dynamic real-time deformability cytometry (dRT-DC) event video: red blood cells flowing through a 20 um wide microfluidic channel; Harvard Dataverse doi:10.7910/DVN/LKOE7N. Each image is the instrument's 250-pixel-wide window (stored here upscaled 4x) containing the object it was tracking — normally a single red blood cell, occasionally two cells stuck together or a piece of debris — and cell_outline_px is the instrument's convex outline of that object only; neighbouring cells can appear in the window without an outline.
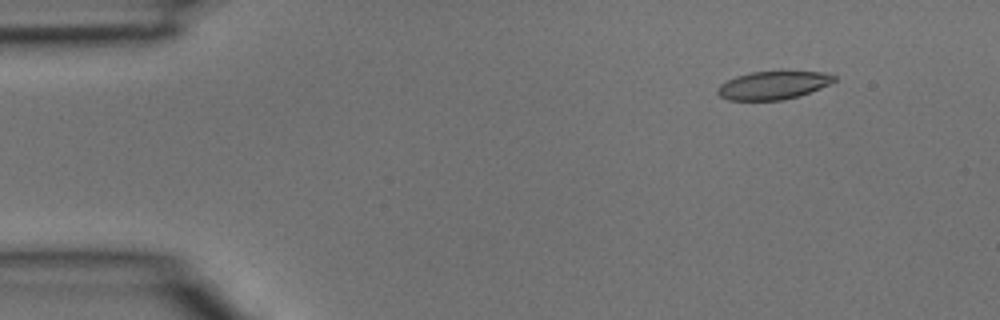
{"species": "common noctule bat (a hibernating species)", "species_latin": "Nyctalus noctula", "temperature_condition": "room temperature", "stored_images_in_passage": 3, "camera_frame_rate_fps": 3000, "um_per_image_px": 0.085, "animal": {"sex": "male", "body_mass_g": 15.6}, "frame": {"image": 1, "passage_image": 1, "time_ms": 0.0, "image_size_px": [1000, 320], "cell_outline_px": [[836, 80], [820, 88], [784, 100], [728, 100], [720, 96], [716, 92], [716, 88], [720, 84], [736, 76], [752, 72], [824, 72], [836, 76]], "centroid_in_image_um": [65.67, 7.25], "position_along_channel_um": 19.3, "area_um2": 18.84}}
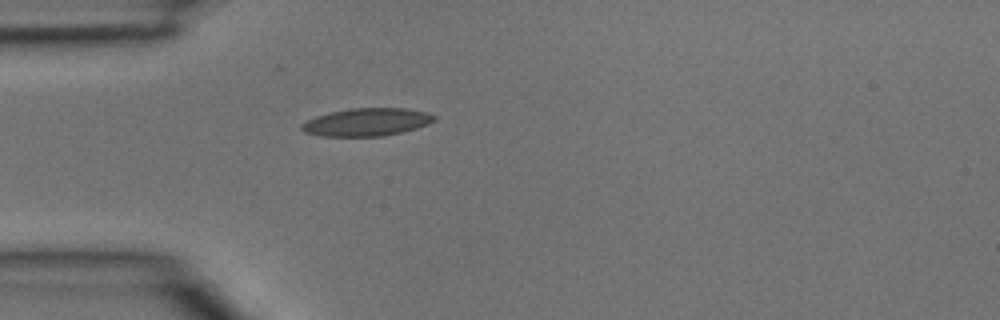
{"frame": {"image": 2, "passage_image": 3, "time_ms": 0.667, "image_size_px": [1000, 320], "cell_outline_px": [[436, 120], [428, 124], [416, 128], [384, 136], [320, 136], [304, 132], [300, 128], [300, 124], [316, 116], [332, 112], [352, 108], [408, 108], [428, 112], [436, 116]], "centroid_in_image_um": [31.19, 10.37], "position_along_channel_um": 53.8, "area_um2": 21.5}}